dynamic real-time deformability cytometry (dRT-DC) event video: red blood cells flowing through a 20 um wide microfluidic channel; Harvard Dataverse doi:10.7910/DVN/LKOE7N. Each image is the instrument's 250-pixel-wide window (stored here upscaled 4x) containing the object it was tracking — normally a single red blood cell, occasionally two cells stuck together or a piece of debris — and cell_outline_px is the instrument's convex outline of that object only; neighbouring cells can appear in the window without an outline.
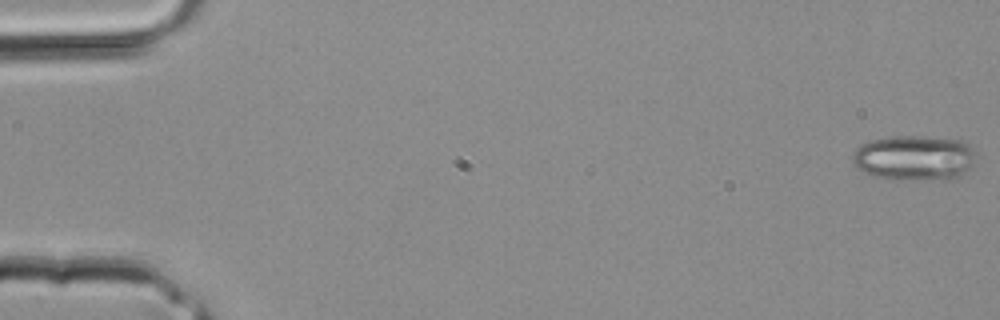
{"species": "common noctule bat (a hibernating species)", "species_latin": "Nyctalus noctula", "temperature_condition": "room temperature", "stored_images_in_passage": 4, "camera_frame_rate_fps": 3000, "um_per_image_px": 0.085, "animal": {"sex": "male", "body_mass_g": 20.4}, "frame": {"image": 1, "passage_image": 1, "time_ms": 0.0, "image_size_px": [1000, 320], "cell_outline_px": [[980, 152], [972, 164], [960, 176], [920, 180], [892, 180], [872, 176], [856, 168], [852, 164], [852, 152], [856, 148], [868, 140], [896, 136], [916, 136], [964, 140]], "centroid_in_image_um": [77.7, 13.41], "position_along_channel_um": 7.3, "area_um2": 33.0}}